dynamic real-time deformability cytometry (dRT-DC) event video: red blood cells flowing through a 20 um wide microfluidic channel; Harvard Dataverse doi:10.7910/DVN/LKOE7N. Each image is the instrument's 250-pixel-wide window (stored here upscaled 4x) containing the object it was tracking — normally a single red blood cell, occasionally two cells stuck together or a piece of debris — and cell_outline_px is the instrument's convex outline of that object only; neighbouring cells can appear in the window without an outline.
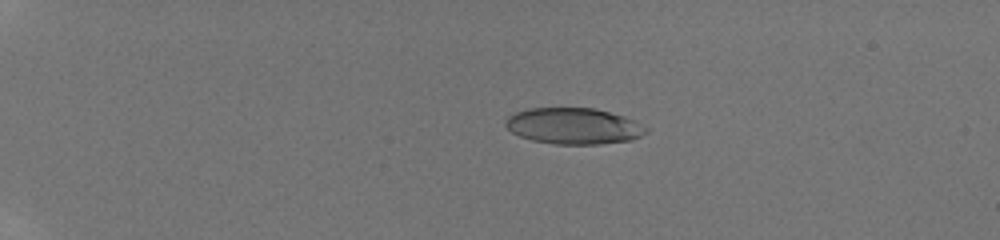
{"species": "human", "species_latin": "Homo sapiens", "temperature_condition": "room temperature", "stored_images_in_passage": 11, "camera_frame_rate_fps": 3000, "um_per_image_px": 0.085, "donor": {"sex": "male"}, "frame": {"image": 1, "passage_image": 7, "time_ms": 4.333, "image_size_px": [1000, 240], "cell_outline_px": [[648, 132], [632, 140], [596, 144], [556, 144], [532, 140], [520, 136], [512, 132], [504, 124], [504, 120], [508, 116], [516, 112], [528, 108], [596, 108], [624, 116], [636, 120], [648, 128]], "centroid_in_image_um": [48.77, 10.7], "position_along_channel_um": 36.2, "area_um2": 29.77}}
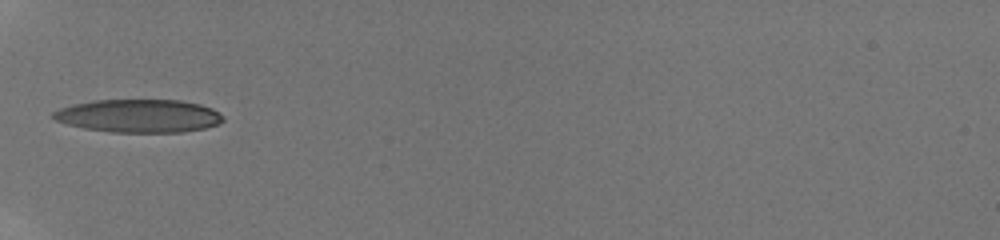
{"frame": {"image": 2, "passage_image": 10, "time_ms": 7.333, "image_size_px": [1000, 240], "cell_outline_px": [[224, 120], [220, 124], [204, 128], [184, 132], [112, 132], [84, 128], [68, 124], [56, 120], [52, 116], [52, 112], [60, 108], [72, 104], [92, 100], [180, 100], [200, 104], [212, 108], [220, 112], [224, 116]], "centroid_in_image_um": [11.83, 9.84], "position_along_channel_um": 73.2, "area_um2": 32.95}}